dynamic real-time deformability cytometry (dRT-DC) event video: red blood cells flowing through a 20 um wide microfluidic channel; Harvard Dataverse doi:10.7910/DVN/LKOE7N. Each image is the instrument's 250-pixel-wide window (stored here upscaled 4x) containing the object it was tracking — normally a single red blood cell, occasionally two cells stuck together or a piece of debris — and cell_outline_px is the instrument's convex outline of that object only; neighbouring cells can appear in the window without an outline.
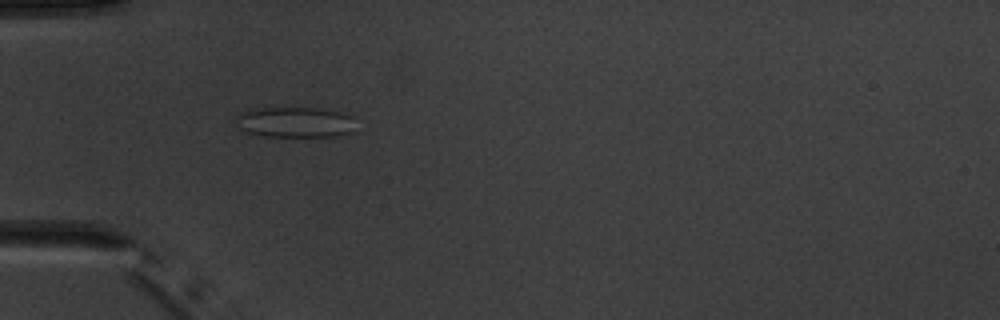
{"species": "common noctule bat (a hibernating species)", "species_latin": "Nyctalus noctula", "temperature_condition": "warm", "stored_images_in_passage": 1, "camera_frame_rate_fps": 3000, "um_per_image_px": 0.085, "animal": {"sex": "male", "body_mass_g": 20.1, "forearm_length_mm": 53.5}, "frame": {"image": 1, "passage_image": 1, "time_ms": 0.0, "image_size_px": [1000, 320], "cell_outline_px": [[352, 132], [340, 136], [264, 136], [248, 132], [240, 128], [236, 116], [236, 112], [248, 108], [320, 108], [352, 116]], "centroid_in_image_um": [25.01, 10.37], "position_along_channel_um": 60.0, "area_um2": 21.21}}